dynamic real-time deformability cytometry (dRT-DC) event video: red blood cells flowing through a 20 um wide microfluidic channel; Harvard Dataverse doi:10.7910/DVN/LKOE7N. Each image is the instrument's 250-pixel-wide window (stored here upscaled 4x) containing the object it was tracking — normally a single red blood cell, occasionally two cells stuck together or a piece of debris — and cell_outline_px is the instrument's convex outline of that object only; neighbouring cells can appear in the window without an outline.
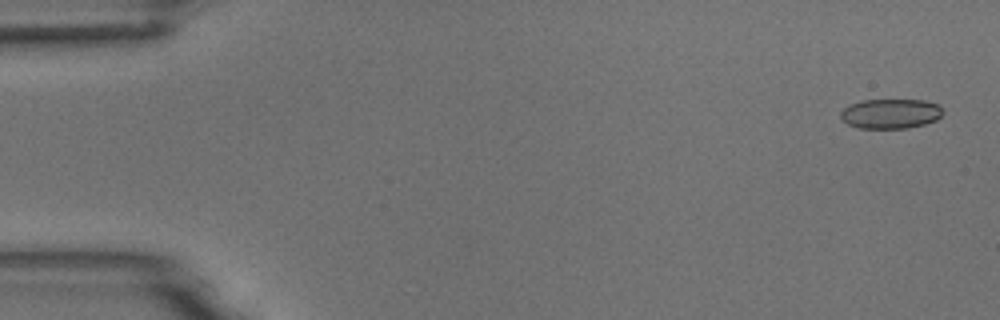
{"species": "common noctule bat (a hibernating species)", "species_latin": "Nyctalus noctula", "temperature_condition": "room temperature", "stored_images_in_passage": 5, "camera_frame_rate_fps": 3000, "um_per_image_px": 0.085, "animal": {"sex": "male", "body_mass_g": 18.8}, "frame": {"image": 1, "passage_image": 1, "time_ms": 0.0, "image_size_px": [1000, 320], "cell_outline_px": [[940, 116], [936, 120], [924, 124], [908, 128], [860, 128], [848, 124], [840, 120], [840, 112], [848, 104], [864, 100], [924, 100], [940, 104]], "centroid_in_image_um": [75.65, 9.66], "position_along_channel_um": 9.3, "area_um2": 17.74}}
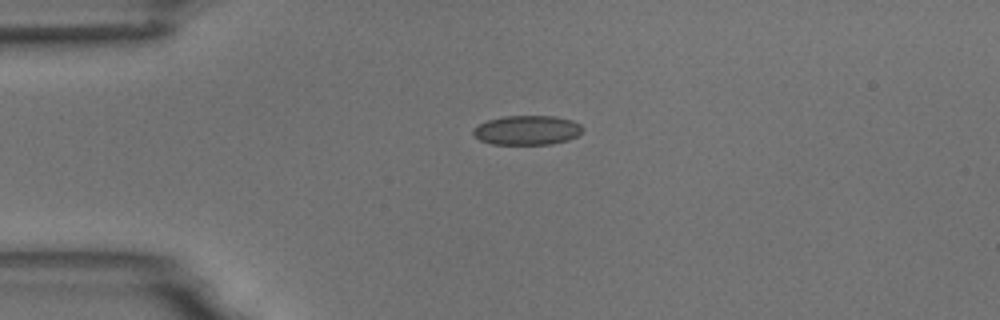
{"frame": {"image": 2, "passage_image": 4, "time_ms": 3.667, "image_size_px": [1000, 320], "cell_outline_px": [[584, 128], [576, 136], [568, 140], [552, 144], [492, 144], [480, 140], [472, 132], [472, 128], [488, 120], [504, 116], [556, 116], [572, 120], [580, 124]], "centroid_in_image_um": [44.81, 11.06], "position_along_channel_um": 40.2, "area_um2": 18.73}}